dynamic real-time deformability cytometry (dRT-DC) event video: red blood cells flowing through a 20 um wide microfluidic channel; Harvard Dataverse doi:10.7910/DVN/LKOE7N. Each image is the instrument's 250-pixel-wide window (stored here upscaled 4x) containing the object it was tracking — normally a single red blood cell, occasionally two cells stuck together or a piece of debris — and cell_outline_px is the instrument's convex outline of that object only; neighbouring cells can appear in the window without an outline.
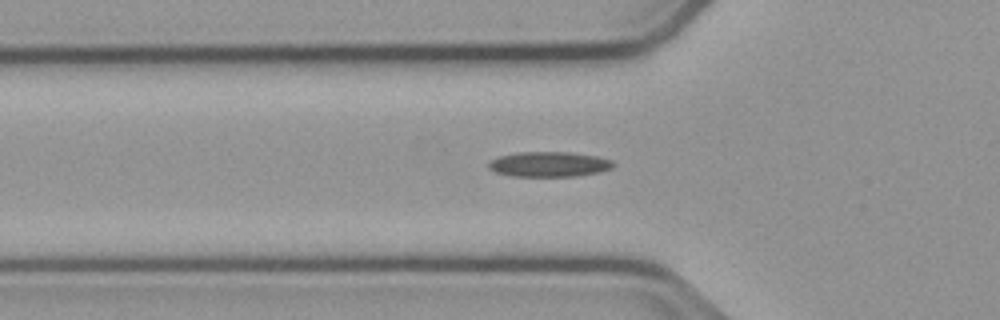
{"species": "common noctule bat (a hibernating species)", "species_latin": "Nyctalus noctula", "temperature_condition": "cold", "stored_images_in_passage": 46, "camera_frame_rate_fps": 3000, "um_per_image_px": 0.085, "animal": {"sex": "male", "body_mass_g": 23.1, "forearm_length_mm": 52.7}, "frame": {"image": 1, "passage_image": 17, "time_ms": 5.333, "image_size_px": [1000, 320], "cell_outline_px": [[616, 164], [612, 168], [600, 172], [572, 176], [512, 176], [496, 172], [488, 168], [488, 164], [492, 160], [500, 156], [520, 152], [568, 152], [596, 156], [612, 160]], "centroid_in_image_um": [46.7, 13.96], "position_along_channel_um": 79.1, "area_um2": 18.09}}
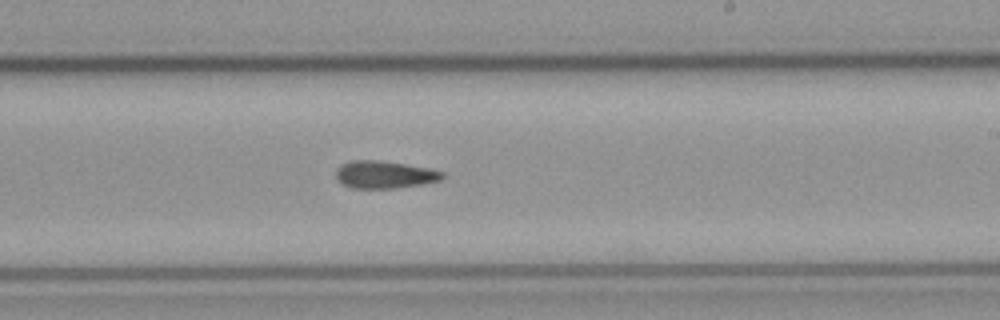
{"frame": {"image": 2, "passage_image": 31, "time_ms": 10.0, "image_size_px": [1000, 320], "cell_outline_px": [[444, 176], [440, 180], [424, 184], [396, 188], [352, 188], [340, 184], [336, 180], [336, 168], [352, 160], [376, 160], [404, 164], [428, 168], [444, 172]], "centroid_in_image_um": [32.65, 14.85], "position_along_channel_um": 256.3, "area_um2": 17.05}}
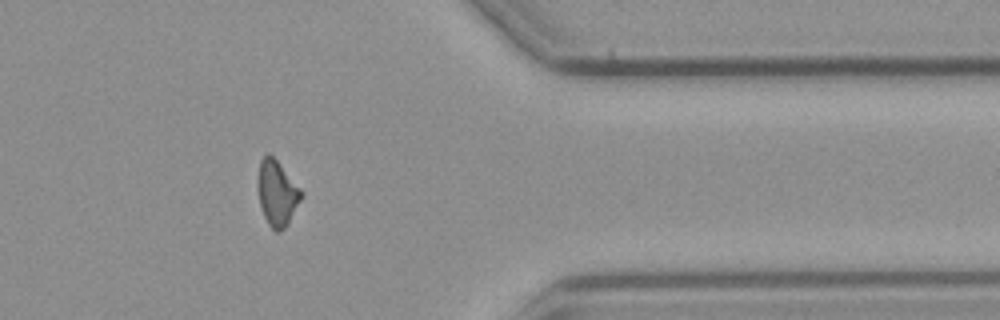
{"frame": {"image": 3, "passage_image": 43, "time_ms": 14.0, "image_size_px": [1000, 320], "cell_outline_px": [[304, 192], [288, 224], [280, 232], [276, 232], [268, 224], [264, 216], [260, 204], [256, 184], [256, 180], [260, 160], [268, 152], [276, 160]], "centroid_in_image_um": [23.52, 16.41], "position_along_channel_um": 387.9, "area_um2": 16.59}}